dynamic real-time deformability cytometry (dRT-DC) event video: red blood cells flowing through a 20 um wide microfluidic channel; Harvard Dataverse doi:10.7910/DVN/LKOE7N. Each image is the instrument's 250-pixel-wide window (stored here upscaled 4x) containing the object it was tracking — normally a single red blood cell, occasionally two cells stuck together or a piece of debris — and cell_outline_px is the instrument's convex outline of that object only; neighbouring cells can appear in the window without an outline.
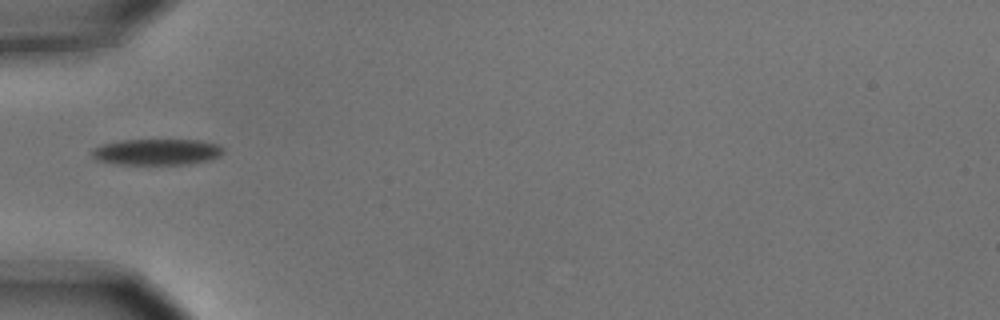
{"species": "common noctule bat (a hibernating species)", "species_latin": "Nyctalus noctula", "temperature_condition": "cold", "stored_images_in_passage": 5, "camera_frame_rate_fps": 3000, "um_per_image_px": 0.085, "animal": {"sex": "male", "body_mass_g": 15.6}, "frame": {"image": 1, "passage_image": 2, "time_ms": 0.333, "image_size_px": [1000, 320], "cell_outline_px": [[224, 152], [220, 156], [212, 160], [188, 164], [116, 164], [96, 160], [92, 156], [92, 148], [104, 144], [120, 140], [200, 140], [220, 144], [224, 148]], "centroid_in_image_um": [13.38, 12.91], "position_along_channel_um": 71.6, "area_um2": 20.23}}
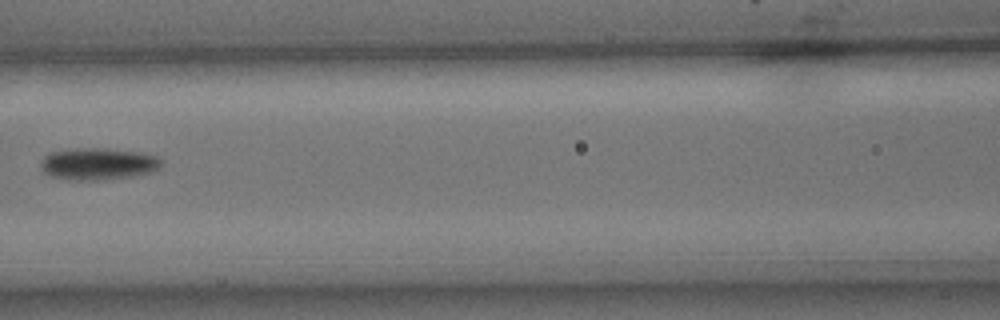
{"frame": {"image": 2, "passage_image": 4, "time_ms": 1.0, "image_size_px": [1000, 320], "cell_outline_px": [[160, 168], [152, 172], [132, 176], [96, 180], [72, 180], [52, 176], [44, 172], [40, 164], [44, 156], [48, 152], [76, 148], [104, 148], [140, 152], [160, 156]], "centroid_in_image_um": [8.34, 13.91], "position_along_channel_um": 158.3, "area_um2": 22.48}}
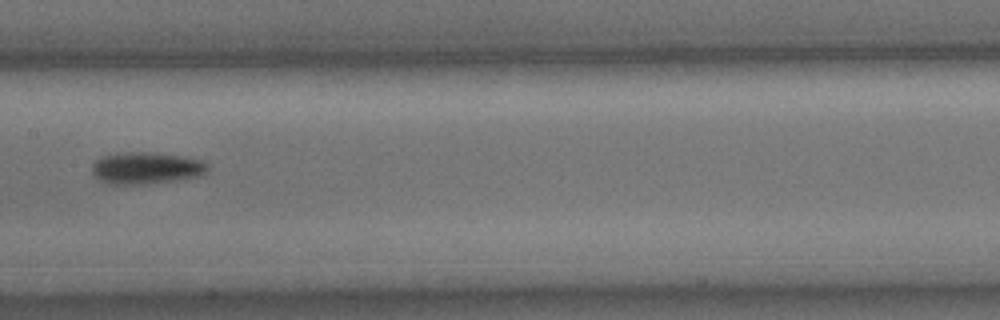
{"frame": {"image": 3, "passage_image": 5, "time_ms": 1.333, "image_size_px": [1000, 320], "cell_outline_px": [[208, 168], [204, 172], [196, 176], [176, 180], [140, 184], [112, 184], [96, 176], [92, 172], [92, 164], [100, 156], [124, 152], [148, 152], [180, 156], [204, 160], [208, 164]], "centroid_in_image_um": [12.42, 14.26], "position_along_channel_um": 195.0, "area_um2": 21.1}}